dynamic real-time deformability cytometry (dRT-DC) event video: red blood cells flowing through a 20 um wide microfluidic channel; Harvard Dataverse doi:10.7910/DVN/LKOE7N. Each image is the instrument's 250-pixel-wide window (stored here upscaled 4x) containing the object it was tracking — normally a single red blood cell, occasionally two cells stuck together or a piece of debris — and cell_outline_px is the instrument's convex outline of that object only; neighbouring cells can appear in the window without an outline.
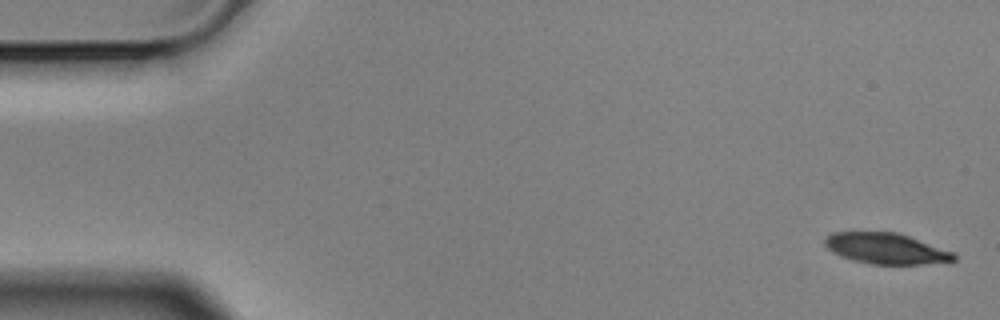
{"species": "Egyptian fruit bat (a non-hibernating species)", "species_latin": "Rousettus aegyptiacus", "temperature_condition": "cold", "stored_images_in_passage": 5, "camera_frame_rate_fps": 3000, "um_per_image_px": 0.085, "animal": {"sex": "male"}, "frame": {"image": 1, "passage_image": 1, "time_ms": 0.0, "image_size_px": [1000, 320], "cell_outline_px": [[956, 260], [924, 264], [872, 264], [852, 260], [832, 252], [824, 244], [824, 240], [832, 232], [896, 232], [956, 252]], "centroid_in_image_um": [75.33, 21.12], "position_along_channel_um": 9.7, "area_um2": 23.12}}